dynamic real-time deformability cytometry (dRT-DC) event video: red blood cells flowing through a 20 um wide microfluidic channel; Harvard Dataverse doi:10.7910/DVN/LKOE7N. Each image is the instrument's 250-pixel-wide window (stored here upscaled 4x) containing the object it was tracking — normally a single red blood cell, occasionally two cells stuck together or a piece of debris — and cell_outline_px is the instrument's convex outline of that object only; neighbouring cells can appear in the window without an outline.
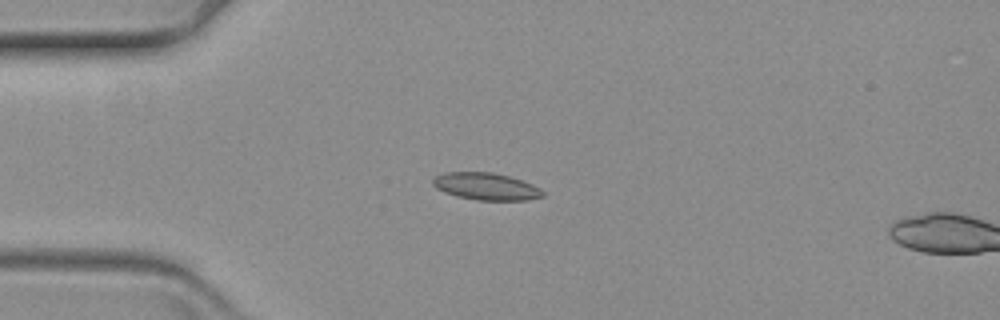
{"species": "common noctule bat (a hibernating species)", "species_latin": "Nyctalus noctula", "temperature_condition": "warm", "stored_images_in_passage": 17, "camera_frame_rate_fps": 3000, "um_per_image_px": 0.085, "animal": {"sex": "female", "body_mass_g": 19.3, "forearm_length_mm": 54.1}, "frame": {"image": 1, "passage_image": 15, "time_ms": 4.667, "image_size_px": [1000, 320], "cell_outline_px": [[544, 196], [528, 200], [476, 200], [456, 196], [444, 192], [436, 188], [432, 184], [432, 180], [436, 176], [444, 172], [492, 172], [508, 176], [532, 184], [540, 188], [544, 192]], "centroid_in_image_um": [41.3, 15.85], "position_along_channel_um": 43.7, "area_um2": 17.4}}